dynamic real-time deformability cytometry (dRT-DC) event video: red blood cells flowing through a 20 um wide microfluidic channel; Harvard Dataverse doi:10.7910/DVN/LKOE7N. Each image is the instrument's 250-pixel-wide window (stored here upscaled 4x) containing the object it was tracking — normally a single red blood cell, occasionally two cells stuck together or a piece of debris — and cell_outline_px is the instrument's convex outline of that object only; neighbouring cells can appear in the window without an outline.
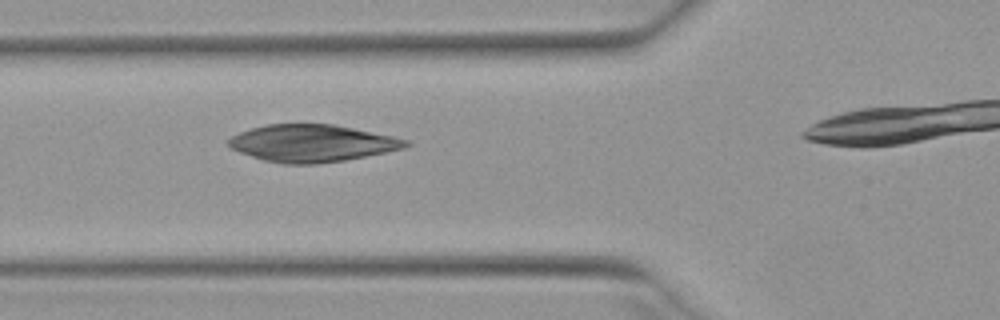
{"species": "Egyptian fruit bat (a non-hibernating species)", "species_latin": "Rousettus aegyptiacus", "temperature_condition": "warm", "stored_images_in_passage": 7, "camera_frame_rate_fps": 3000, "um_per_image_px": 0.085, "animal": {"sex": "female"}, "frame": {"image": 1, "passage_image": 3, "time_ms": 0.667, "image_size_px": [1000, 320], "cell_outline_px": [[412, 144], [404, 148], [344, 160], [316, 164], [284, 164], [264, 160], [240, 152], [232, 148], [228, 144], [228, 140], [232, 136], [240, 132], [252, 128], [268, 124], [332, 124], [392, 136], [408, 140]], "centroid_in_image_um": [26.52, 12.17], "position_along_channel_um": 99.3, "area_um2": 37.92}}
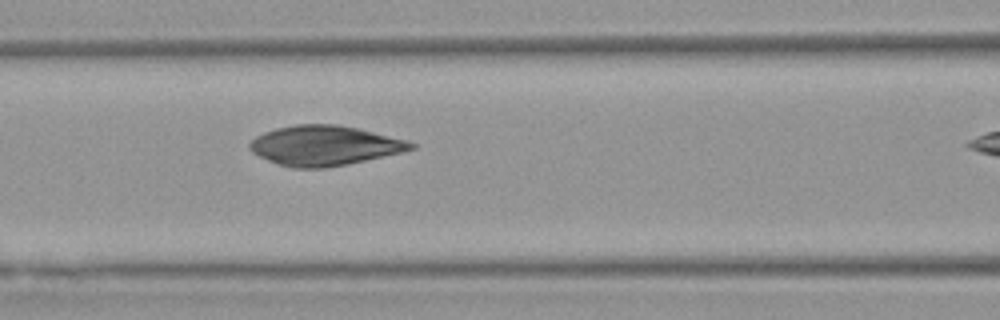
{"frame": {"image": 2, "passage_image": 6, "time_ms": 1.667, "image_size_px": [1000, 320], "cell_outline_px": [[416, 148], [404, 152], [348, 164], [324, 168], [292, 168], [276, 164], [252, 152], [248, 148], [248, 144], [256, 136], [264, 132], [276, 128], [296, 124], [336, 124], [356, 128], [408, 140], [416, 144]], "centroid_in_image_um": [27.58, 12.38], "position_along_channel_um": 139.0, "area_um2": 37.57}}